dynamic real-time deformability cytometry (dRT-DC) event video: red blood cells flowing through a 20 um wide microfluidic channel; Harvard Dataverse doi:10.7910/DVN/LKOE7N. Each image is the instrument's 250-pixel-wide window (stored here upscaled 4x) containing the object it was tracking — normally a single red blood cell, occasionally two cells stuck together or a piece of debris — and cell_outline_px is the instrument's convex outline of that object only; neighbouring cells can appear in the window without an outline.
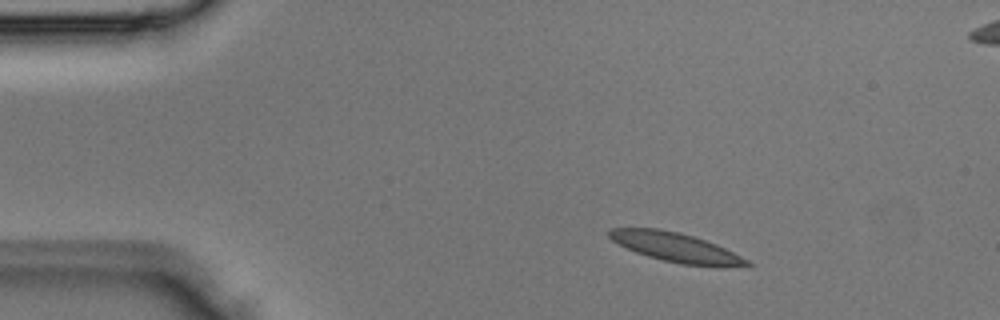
{"species": "Egyptian fruit bat (a non-hibernating species)", "species_latin": "Rousettus aegyptiacus", "temperature_condition": "room temperature", "stored_images_in_passage": 3, "camera_frame_rate_fps": 3000, "um_per_image_px": 0.085, "animal": {"sex": "male"}, "frame": {"image": 1, "passage_image": 1, "time_ms": 0.0, "image_size_px": [1000, 320], "cell_outline_px": [[752, 264], [748, 268], [724, 268], [680, 264], [648, 256], [636, 252], [612, 240], [608, 236], [608, 232], [612, 228], [656, 228], [680, 232], [716, 244], [748, 260]], "centroid_in_image_um": [57.55, 21.06], "position_along_channel_um": 27.5, "area_um2": 23.64}}